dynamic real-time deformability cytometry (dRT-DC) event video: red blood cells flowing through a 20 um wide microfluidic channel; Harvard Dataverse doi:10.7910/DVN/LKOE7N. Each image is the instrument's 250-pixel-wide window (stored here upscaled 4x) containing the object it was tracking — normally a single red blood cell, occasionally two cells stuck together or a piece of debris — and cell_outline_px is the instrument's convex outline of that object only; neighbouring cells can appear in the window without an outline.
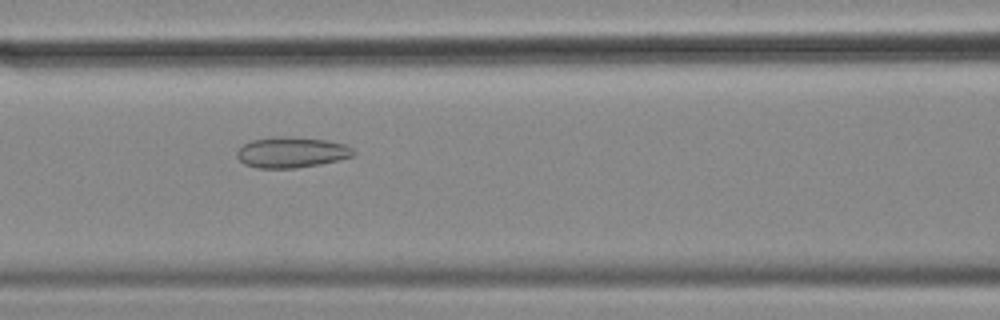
{"species": "common noctule bat (a hibernating species)", "species_latin": "Nyctalus noctula", "temperature_condition": "cold", "stored_images_in_passage": 57, "camera_frame_rate_fps": 3000, "um_per_image_px": 0.085, "animal": {"sex": "female", "body_mass_g": 18.4}, "frame": {"image": 1, "passage_image": 24, "time_ms": 7.667, "image_size_px": [1000, 320], "cell_outline_px": [[356, 152], [352, 156], [320, 164], [296, 168], [256, 168], [244, 164], [236, 156], [236, 152], [244, 144], [252, 140], [276, 136], [288, 136], [324, 140], [344, 144], [352, 148]], "centroid_in_image_um": [24.75, 12.95], "position_along_channel_um": 141.9, "area_um2": 20.75}}
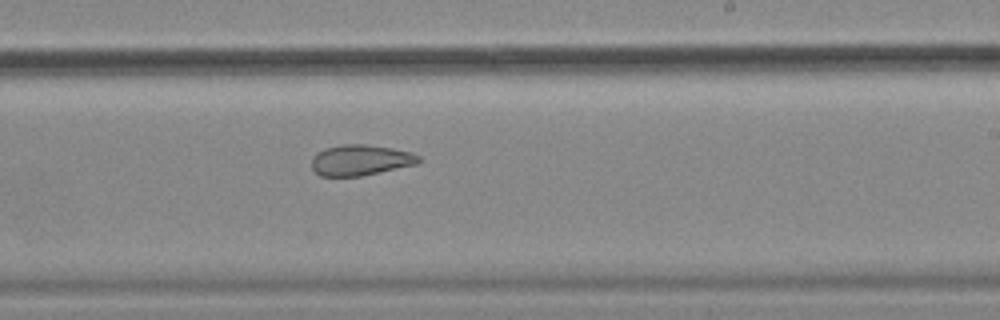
{"frame": {"image": 2, "passage_image": 34, "time_ms": 11.0, "image_size_px": [1000, 320], "cell_outline_px": [[420, 160], [416, 164], [360, 176], [320, 176], [312, 168], [312, 156], [316, 152], [324, 148], [340, 144], [368, 144], [392, 148], [412, 152], [420, 156]], "centroid_in_image_um": [30.61, 13.59], "position_along_channel_um": 258.4, "area_um2": 19.25}}
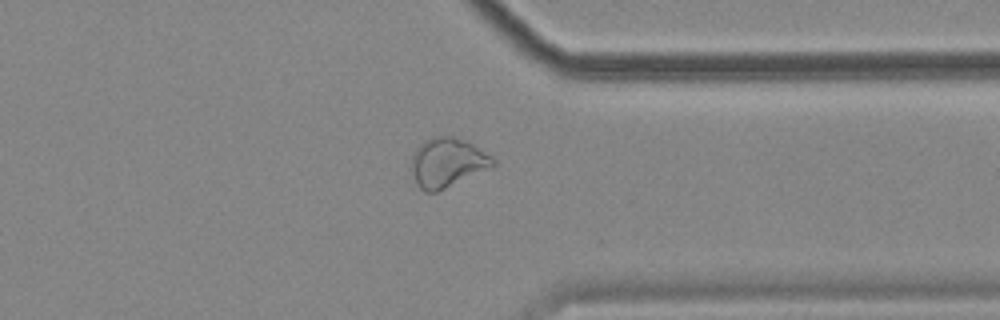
{"frame": {"image": 3, "passage_image": 44, "time_ms": 14.333, "image_size_px": [1000, 320], "cell_outline_px": [[496, 164], [492, 168], [436, 192], [424, 192], [416, 184], [412, 168], [412, 152], [424, 140], [440, 136], [452, 136], [464, 140], [472, 144], [492, 156], [496, 160]], "centroid_in_image_um": [38.04, 13.82], "position_along_channel_um": 373.4, "area_um2": 23.41}, "authors_computed_cell_mechanics": {"area_um2": 25.0274, "velocity_mm_per_s": 3.507, "shape_relaxation_time_tau1_ms": null, "shape_relaxation_time_tau2_ms": 3.3768, "deformation_change_tau1": null, "deformation_change_tau2": 0.1041}}